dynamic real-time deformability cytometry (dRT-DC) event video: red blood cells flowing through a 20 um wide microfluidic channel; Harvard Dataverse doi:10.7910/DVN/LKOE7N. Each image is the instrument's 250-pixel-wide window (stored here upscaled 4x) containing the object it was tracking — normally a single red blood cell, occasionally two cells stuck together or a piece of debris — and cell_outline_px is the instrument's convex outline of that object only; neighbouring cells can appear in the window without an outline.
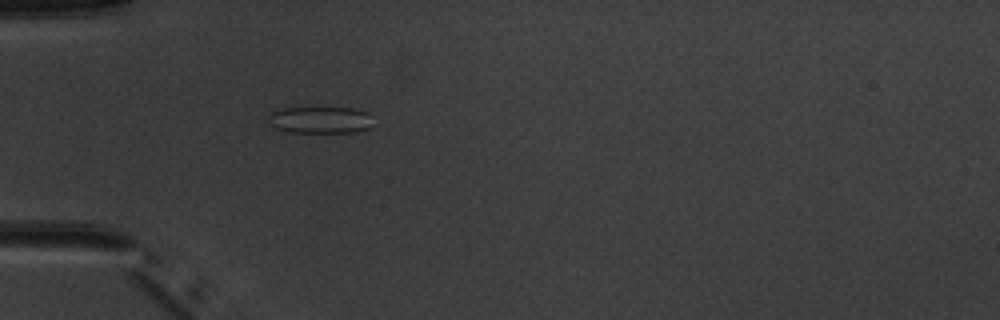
{"species": "common noctule bat (a hibernating species)", "species_latin": "Nyctalus noctula", "temperature_condition": "warm", "stored_images_in_passage": 4, "camera_frame_rate_fps": 3000, "um_per_image_px": 0.085, "animal": {"sex": "male", "body_mass_g": 20.1, "forearm_length_mm": 53.5}, "frame": {"image": 1, "passage_image": 4, "time_ms": 3.333, "image_size_px": [1000, 320], "cell_outline_px": [[372, 128], [356, 132], [288, 132], [276, 128], [268, 120], [268, 116], [272, 112], [284, 108], [352, 108], [368, 112]], "centroid_in_image_um": [27.24, 10.2], "position_along_channel_um": 57.8, "area_um2": 16.24}}